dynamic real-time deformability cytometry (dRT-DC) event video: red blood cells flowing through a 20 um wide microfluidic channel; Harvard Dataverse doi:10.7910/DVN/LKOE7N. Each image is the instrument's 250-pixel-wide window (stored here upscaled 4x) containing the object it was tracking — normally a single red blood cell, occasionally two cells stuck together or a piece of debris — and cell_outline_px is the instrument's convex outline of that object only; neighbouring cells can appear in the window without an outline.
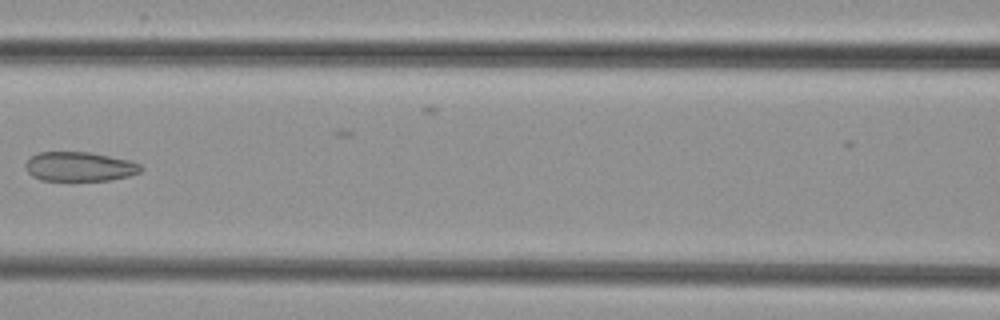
{"species": "common noctule bat (a hibernating species)", "species_latin": "Nyctalus noctula", "temperature_condition": "cold", "stored_images_in_passage": 7, "camera_frame_rate_fps": 3000, "um_per_image_px": 0.085, "animal": {"sex": "female", "body_mass_g": 29.2, "forearm_length_mm": 56.3}, "frame": {"image": 1, "passage_image": 7, "time_ms": 7.333, "image_size_px": [1000, 320], "cell_outline_px": [[144, 168], [140, 172], [128, 176], [108, 180], [40, 180], [32, 176], [28, 172], [24, 164], [32, 156], [40, 152], [92, 152], [132, 160], [140, 164]], "centroid_in_image_um": [6.79, 14.15], "position_along_channel_um": 159.8, "area_um2": 19.83}}